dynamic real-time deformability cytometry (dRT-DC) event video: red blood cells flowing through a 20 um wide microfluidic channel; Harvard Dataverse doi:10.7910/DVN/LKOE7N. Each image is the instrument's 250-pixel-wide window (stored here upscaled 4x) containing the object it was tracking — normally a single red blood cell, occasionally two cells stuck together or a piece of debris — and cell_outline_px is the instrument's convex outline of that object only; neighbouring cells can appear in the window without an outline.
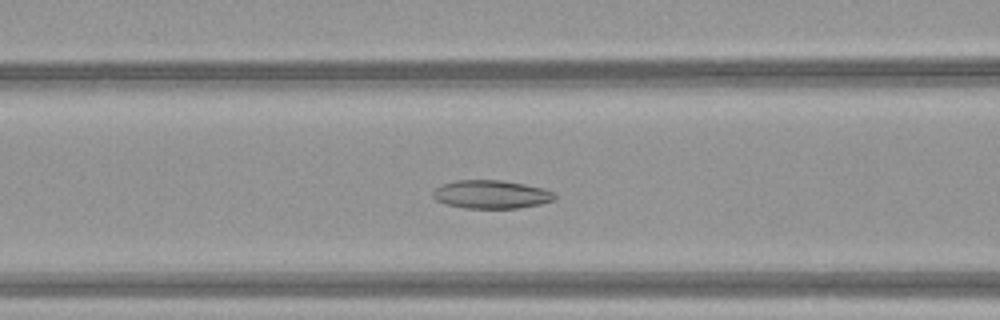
{"species": "common noctule bat (a hibernating species)", "species_latin": "Nyctalus noctula", "temperature_condition": "warm", "stored_images_in_passage": 34, "camera_frame_rate_fps": 3000, "um_per_image_px": 0.085, "animal": {"sex": "female", "body_mass_g": 21.9}, "frame": {"image": 1, "passage_image": 4, "time_ms": 1.0, "image_size_px": [1000, 320], "cell_outline_px": [[556, 200], [540, 204], [516, 208], [464, 208], [444, 204], [436, 200], [432, 196], [432, 192], [440, 184], [456, 180], [500, 180], [524, 184], [544, 188], [556, 192]], "centroid_in_image_um": [41.75, 16.52], "position_along_channel_um": 124.8, "area_um2": 20.35}}
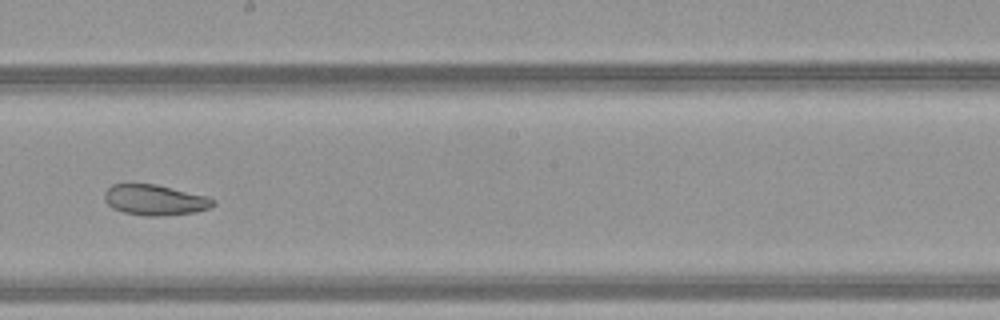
{"frame": {"image": 2, "passage_image": 12, "time_ms": 3.667, "image_size_px": [1000, 320], "cell_outline_px": [[216, 204], [208, 208], [196, 212], [164, 216], [144, 216], [124, 212], [112, 208], [104, 200], [104, 192], [112, 184], [156, 184], [208, 196], [216, 200]], "centroid_in_image_um": [13.18, 17.0], "position_along_channel_um": 235.0, "area_um2": 19.54}}
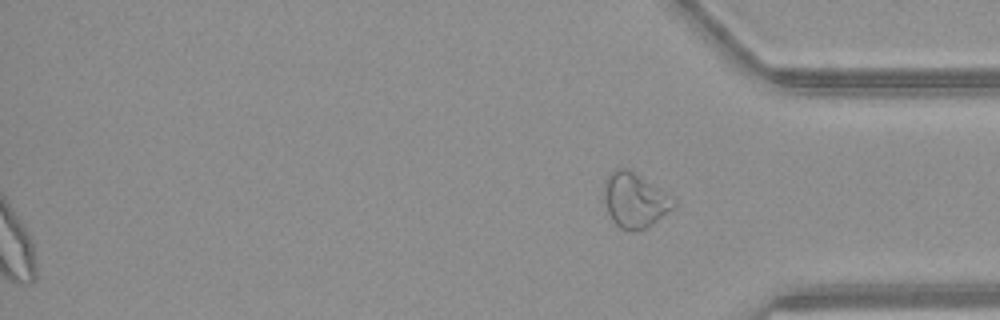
{"frame": {"image": 3, "passage_image": 34, "time_ms": 11.0, "image_size_px": [1000, 320], "cell_outline_px": [[676, 208], [648, 228], [636, 232], [620, 228], [612, 220], [608, 212], [604, 200], [604, 180], [616, 168], [628, 168], [676, 200]], "centroid_in_image_um": [53.97, 17.06], "position_along_channel_um": 381.2, "area_um2": 22.31}, "authors_computed_cell_mechanics": {"area_um2": 21.3571, "velocity_mm_per_s": 4.1134, "shape_relaxation_time_tau1_ms": null, "shape_relaxation_time_tau2_ms": 8.4929, "deformation_change_tau1": null, "deformation_change_tau2": 0.1443}}